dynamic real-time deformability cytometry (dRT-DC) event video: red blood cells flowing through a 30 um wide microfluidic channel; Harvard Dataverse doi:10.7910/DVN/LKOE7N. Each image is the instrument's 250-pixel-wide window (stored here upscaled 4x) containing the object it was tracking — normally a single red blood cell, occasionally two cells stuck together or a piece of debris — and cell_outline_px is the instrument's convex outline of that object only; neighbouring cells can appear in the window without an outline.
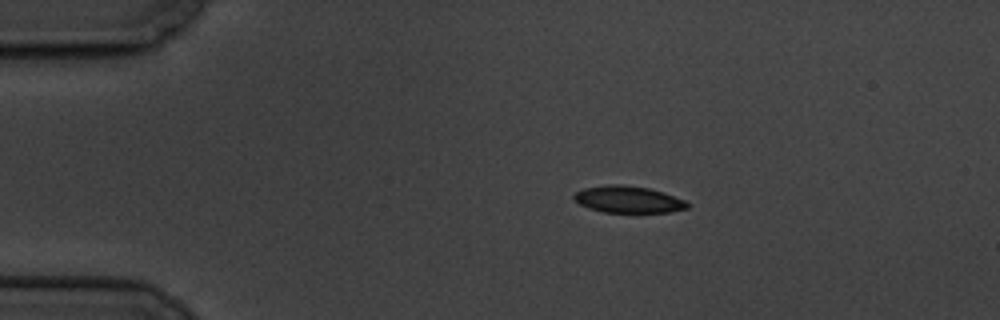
{"species": "common noctule bat (a hibernating species)", "species_latin": "Nyctalus noctula", "temperature_condition": "cold", "stored_images_in_passage": 9, "camera_frame_rate_fps": 3000, "um_per_image_px": 0.085, "animal": {"sex": "male", "body_mass_g": 19.5, "forearm_length_mm": 54.6}, "frame": {"image": 1, "passage_image": 1, "time_ms": 0.0, "image_size_px": [1000, 320], "cell_outline_px": [[692, 204], [688, 208], [672, 212], [604, 212], [588, 208], [572, 200], [572, 196], [576, 192], [584, 188], [608, 184], [620, 184], [648, 188], [664, 192], [684, 200]], "centroid_in_image_um": [53.4, 16.95], "position_along_channel_um": 31.6, "area_um2": 17.86}}
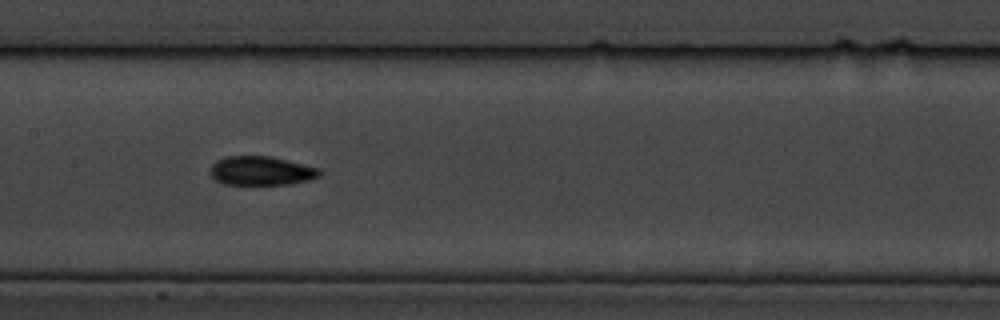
{"frame": {"image": 2, "passage_image": 6, "time_ms": 6.0, "image_size_px": [1000, 320], "cell_outline_px": [[320, 176], [308, 180], [288, 184], [224, 184], [212, 180], [208, 172], [208, 168], [216, 160], [224, 156], [272, 156], [320, 168]], "centroid_in_image_um": [22.12, 14.51], "position_along_channel_um": 185.3, "area_um2": 18.79}}
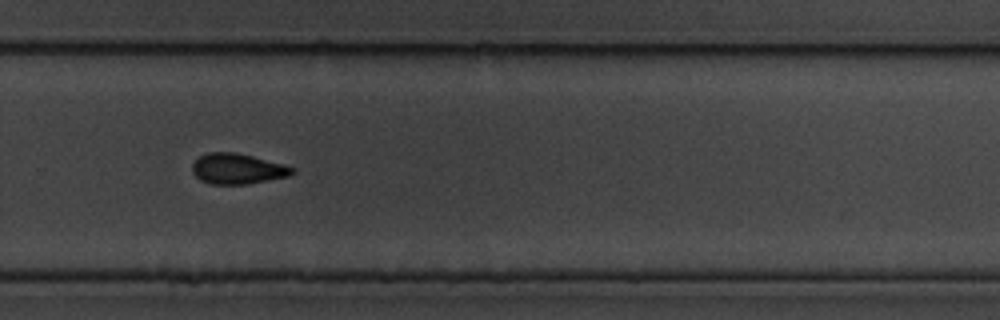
{"frame": {"image": 3, "passage_image": 9, "time_ms": 9.667, "image_size_px": [1000, 320], "cell_outline_px": [[296, 172], [288, 176], [248, 184], [212, 184], [200, 180], [192, 172], [192, 164], [200, 156], [208, 152], [236, 152], [284, 164], [296, 168]], "centroid_in_image_um": [20.2, 14.34], "position_along_channel_um": 309.6, "area_um2": 17.8}}